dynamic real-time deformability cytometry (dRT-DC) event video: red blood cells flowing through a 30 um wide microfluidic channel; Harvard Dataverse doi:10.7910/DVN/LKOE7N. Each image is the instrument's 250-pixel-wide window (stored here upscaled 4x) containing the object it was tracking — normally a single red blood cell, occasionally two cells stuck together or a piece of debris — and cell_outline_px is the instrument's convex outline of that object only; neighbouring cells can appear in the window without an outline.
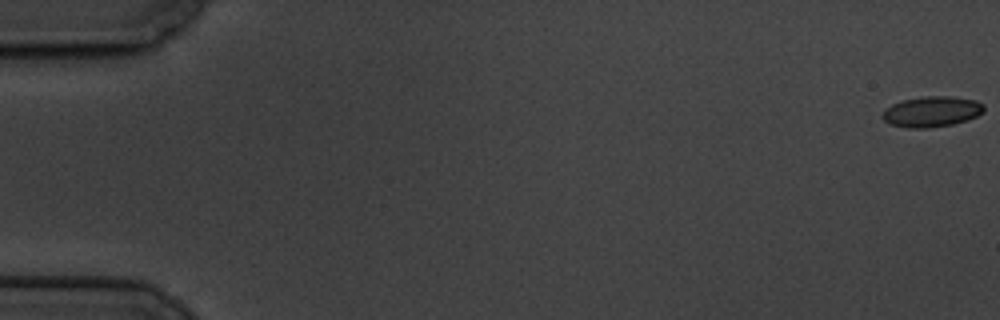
{"species": "common noctule bat (a hibernating species)", "species_latin": "Nyctalus noctula", "temperature_condition": "cold", "stored_images_in_passage": 12, "camera_frame_rate_fps": 3000, "um_per_image_px": 0.085, "animal": {"sex": "male", "body_mass_g": 19.5, "forearm_length_mm": 54.6}, "frame": {"image": 1, "passage_image": 1, "time_ms": 0.0, "image_size_px": [1000, 320], "cell_outline_px": [[984, 112], [968, 120], [952, 124], [928, 128], [908, 128], [888, 124], [880, 116], [884, 108], [892, 104], [904, 100], [924, 96], [952, 96], [976, 100], [984, 104]], "centroid_in_image_um": [79.18, 9.49], "position_along_channel_um": 5.8, "area_um2": 18.32}}
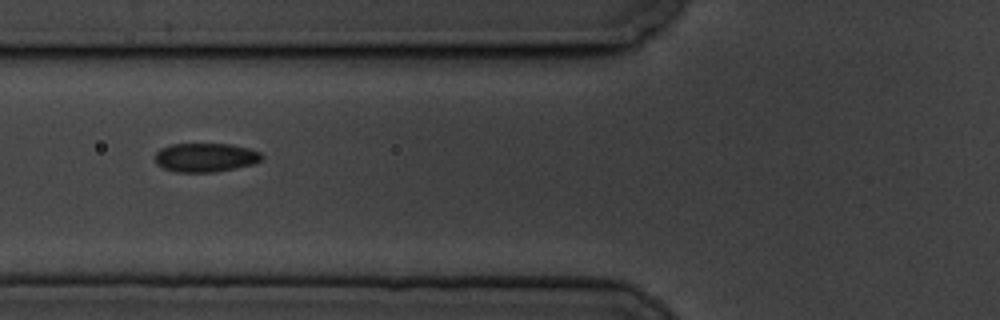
{"frame": {"image": 2, "passage_image": 7, "time_ms": 7.667, "image_size_px": [1000, 320], "cell_outline_px": [[264, 156], [256, 164], [216, 172], [172, 172], [156, 164], [156, 152], [160, 148], [172, 144], [232, 144], [248, 148], [260, 152]], "centroid_in_image_um": [17.48, 13.39], "position_along_channel_um": 108.3, "area_um2": 18.15}}
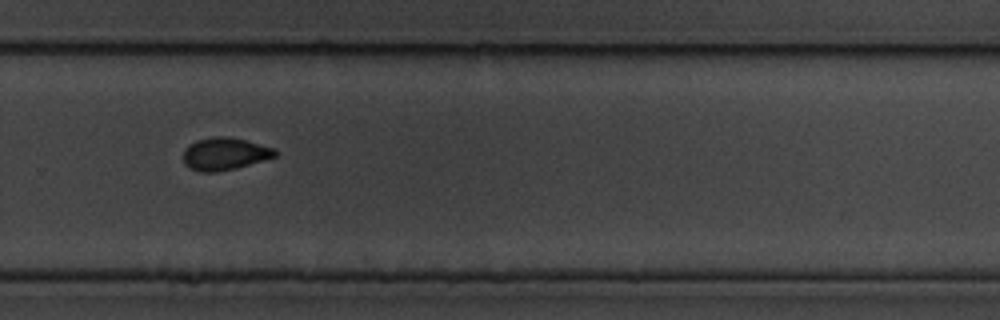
{"frame": {"image": 3, "passage_image": 12, "time_ms": 13.667, "image_size_px": [1000, 320], "cell_outline_px": [[280, 152], [276, 156], [264, 160], [236, 168], [216, 172], [200, 172], [188, 168], [184, 164], [184, 148], [188, 144], [196, 140], [216, 136], [228, 136], [276, 148]], "centroid_in_image_um": [19.1, 13.08], "position_along_channel_um": 310.7, "area_um2": 17.57}}